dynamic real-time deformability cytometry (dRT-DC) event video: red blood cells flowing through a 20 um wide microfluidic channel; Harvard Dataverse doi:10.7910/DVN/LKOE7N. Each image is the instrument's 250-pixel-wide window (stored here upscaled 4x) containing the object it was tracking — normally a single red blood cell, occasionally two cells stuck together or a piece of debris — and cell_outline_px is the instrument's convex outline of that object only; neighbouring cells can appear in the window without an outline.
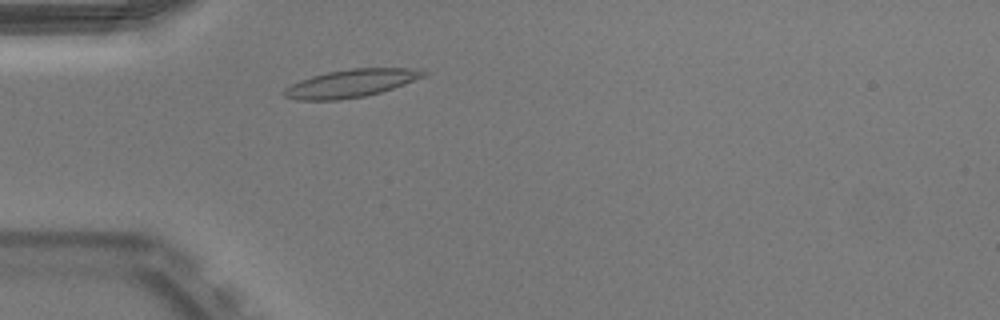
{"species": "Egyptian fruit bat (a non-hibernating species)", "species_latin": "Rousettus aegyptiacus", "temperature_condition": "warm", "stored_images_in_passage": 43, "camera_frame_rate_fps": 3000, "um_per_image_px": 0.085, "animal": {"sex": "male"}, "frame": {"image": 1, "passage_image": 7, "time_ms": 2.0, "image_size_px": [1000, 320], "cell_outline_px": [[428, 72], [424, 76], [392, 88], [380, 92], [364, 96], [340, 100], [296, 100], [284, 96], [284, 88], [300, 80], [312, 76], [328, 72], [352, 68], [412, 68]], "centroid_in_image_um": [29.79, 7.08], "position_along_channel_um": 55.2, "area_um2": 22.31}}
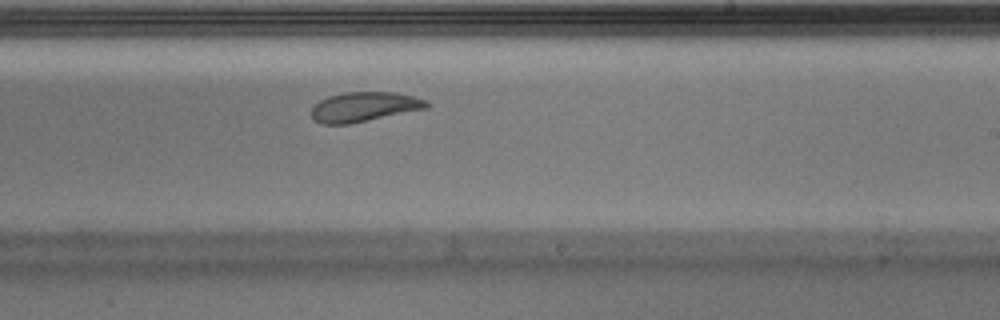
{"frame": {"image": 2, "passage_image": 23, "time_ms": 7.333, "image_size_px": [1000, 320], "cell_outline_px": [[432, 104], [428, 108], [348, 124], [320, 124], [312, 120], [308, 112], [312, 104], [328, 96], [344, 92], [396, 92], [428, 100]], "centroid_in_image_um": [30.89, 9.08], "position_along_channel_um": 258.1, "area_um2": 20.35}}
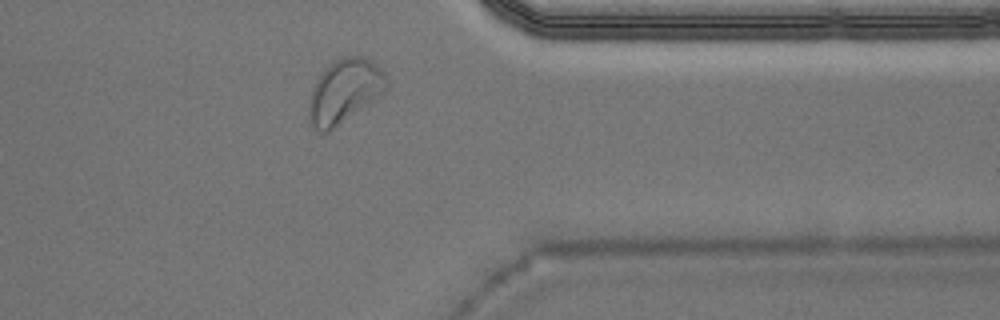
{"frame": {"image": 3, "passage_image": 33, "time_ms": 10.667, "image_size_px": [1000, 320], "cell_outline_px": [[388, 88], [380, 96], [328, 132], [320, 132], [308, 120], [308, 108], [312, 88], [316, 80], [324, 68], [332, 60], [344, 56], [360, 56], [376, 64], [384, 72], [388, 80]], "centroid_in_image_um": [29.27, 7.73], "position_along_channel_um": 382.1, "area_um2": 28.9}, "authors_computed_cell_mechanics": {"area_um2": 21.675, "velocity_mm_per_s": 3.9537, "shape_relaxation_time_tau1_ms": 11.1728, "shape_relaxation_time_tau2_ms": 3.8281, "deformation_change_tau1": 0.2861, "deformation_change_tau2": 0.1045}}